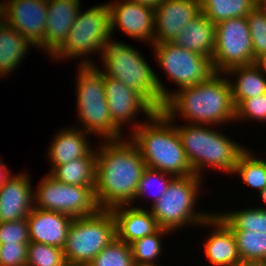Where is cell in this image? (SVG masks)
<instances>
[{"mask_svg": "<svg viewBox=\"0 0 266 266\" xmlns=\"http://www.w3.org/2000/svg\"><path fill=\"white\" fill-rule=\"evenodd\" d=\"M133 266H156V265H146V264H134ZM158 266V265H157ZM161 266V265H159Z\"/></svg>", "mask_w": 266, "mask_h": 266, "instance_id": "44", "label": "cell"}, {"mask_svg": "<svg viewBox=\"0 0 266 266\" xmlns=\"http://www.w3.org/2000/svg\"><path fill=\"white\" fill-rule=\"evenodd\" d=\"M255 64L261 70V72L266 75V53L260 55L256 58Z\"/></svg>", "mask_w": 266, "mask_h": 266, "instance_id": "40", "label": "cell"}, {"mask_svg": "<svg viewBox=\"0 0 266 266\" xmlns=\"http://www.w3.org/2000/svg\"><path fill=\"white\" fill-rule=\"evenodd\" d=\"M2 2V3H1ZM0 2V18L40 48L44 39L47 0H11Z\"/></svg>", "mask_w": 266, "mask_h": 266, "instance_id": "14", "label": "cell"}, {"mask_svg": "<svg viewBox=\"0 0 266 266\" xmlns=\"http://www.w3.org/2000/svg\"><path fill=\"white\" fill-rule=\"evenodd\" d=\"M104 84L110 118L121 131L123 126L131 125L132 132L143 123L136 121L140 113L148 120L157 111L139 92L116 78L104 75Z\"/></svg>", "mask_w": 266, "mask_h": 266, "instance_id": "13", "label": "cell"}, {"mask_svg": "<svg viewBox=\"0 0 266 266\" xmlns=\"http://www.w3.org/2000/svg\"><path fill=\"white\" fill-rule=\"evenodd\" d=\"M95 186L68 185L48 173L34 189V207L59 212L70 217H86L98 213Z\"/></svg>", "mask_w": 266, "mask_h": 266, "instance_id": "10", "label": "cell"}, {"mask_svg": "<svg viewBox=\"0 0 266 266\" xmlns=\"http://www.w3.org/2000/svg\"><path fill=\"white\" fill-rule=\"evenodd\" d=\"M32 46L17 30L0 18V78L19 67Z\"/></svg>", "mask_w": 266, "mask_h": 266, "instance_id": "25", "label": "cell"}, {"mask_svg": "<svg viewBox=\"0 0 266 266\" xmlns=\"http://www.w3.org/2000/svg\"><path fill=\"white\" fill-rule=\"evenodd\" d=\"M171 233L169 230L160 228L156 233L130 243L134 263L157 266L156 261L161 257L162 250H164L162 239Z\"/></svg>", "mask_w": 266, "mask_h": 266, "instance_id": "30", "label": "cell"}, {"mask_svg": "<svg viewBox=\"0 0 266 266\" xmlns=\"http://www.w3.org/2000/svg\"><path fill=\"white\" fill-rule=\"evenodd\" d=\"M55 134L47 150L51 169L74 159L85 157L93 150L91 142L87 138L90 134L76 126L59 129V132L57 131Z\"/></svg>", "mask_w": 266, "mask_h": 266, "instance_id": "22", "label": "cell"}, {"mask_svg": "<svg viewBox=\"0 0 266 266\" xmlns=\"http://www.w3.org/2000/svg\"><path fill=\"white\" fill-rule=\"evenodd\" d=\"M246 119L266 124V93L243 100L235 108V120L243 122Z\"/></svg>", "mask_w": 266, "mask_h": 266, "instance_id": "36", "label": "cell"}, {"mask_svg": "<svg viewBox=\"0 0 266 266\" xmlns=\"http://www.w3.org/2000/svg\"><path fill=\"white\" fill-rule=\"evenodd\" d=\"M112 39L108 3L95 5L84 12L80 8L68 37L52 57L54 61L80 59V66L96 65L90 55L101 57L104 47Z\"/></svg>", "mask_w": 266, "mask_h": 266, "instance_id": "7", "label": "cell"}, {"mask_svg": "<svg viewBox=\"0 0 266 266\" xmlns=\"http://www.w3.org/2000/svg\"><path fill=\"white\" fill-rule=\"evenodd\" d=\"M211 227V234L203 242V251L210 266H239L237 242L231 228L215 213L199 226Z\"/></svg>", "mask_w": 266, "mask_h": 266, "instance_id": "18", "label": "cell"}, {"mask_svg": "<svg viewBox=\"0 0 266 266\" xmlns=\"http://www.w3.org/2000/svg\"><path fill=\"white\" fill-rule=\"evenodd\" d=\"M116 238V222L111 210L74 218L63 248L68 266H88Z\"/></svg>", "mask_w": 266, "mask_h": 266, "instance_id": "9", "label": "cell"}, {"mask_svg": "<svg viewBox=\"0 0 266 266\" xmlns=\"http://www.w3.org/2000/svg\"><path fill=\"white\" fill-rule=\"evenodd\" d=\"M134 264L130 244L116 237L88 266H133Z\"/></svg>", "mask_w": 266, "mask_h": 266, "instance_id": "33", "label": "cell"}, {"mask_svg": "<svg viewBox=\"0 0 266 266\" xmlns=\"http://www.w3.org/2000/svg\"><path fill=\"white\" fill-rule=\"evenodd\" d=\"M242 262L264 260L266 258V233L232 231Z\"/></svg>", "mask_w": 266, "mask_h": 266, "instance_id": "32", "label": "cell"}, {"mask_svg": "<svg viewBox=\"0 0 266 266\" xmlns=\"http://www.w3.org/2000/svg\"><path fill=\"white\" fill-rule=\"evenodd\" d=\"M213 64L217 73L255 63L252 38L246 16L230 18L215 25Z\"/></svg>", "mask_w": 266, "mask_h": 266, "instance_id": "12", "label": "cell"}, {"mask_svg": "<svg viewBox=\"0 0 266 266\" xmlns=\"http://www.w3.org/2000/svg\"><path fill=\"white\" fill-rule=\"evenodd\" d=\"M175 126L195 175L202 178L207 168L233 175L238 157L247 146L224 135L217 126L189 123Z\"/></svg>", "mask_w": 266, "mask_h": 266, "instance_id": "5", "label": "cell"}, {"mask_svg": "<svg viewBox=\"0 0 266 266\" xmlns=\"http://www.w3.org/2000/svg\"><path fill=\"white\" fill-rule=\"evenodd\" d=\"M259 197L262 199L261 201L264 202L263 205L266 206V187L260 192ZM261 207L262 209H266V207Z\"/></svg>", "mask_w": 266, "mask_h": 266, "instance_id": "43", "label": "cell"}, {"mask_svg": "<svg viewBox=\"0 0 266 266\" xmlns=\"http://www.w3.org/2000/svg\"><path fill=\"white\" fill-rule=\"evenodd\" d=\"M239 266H266L264 260L242 262Z\"/></svg>", "mask_w": 266, "mask_h": 266, "instance_id": "42", "label": "cell"}, {"mask_svg": "<svg viewBox=\"0 0 266 266\" xmlns=\"http://www.w3.org/2000/svg\"><path fill=\"white\" fill-rule=\"evenodd\" d=\"M202 180L195 174L171 180L164 195L149 207L160 228L173 233L182 227L198 226L213 214L196 210Z\"/></svg>", "mask_w": 266, "mask_h": 266, "instance_id": "8", "label": "cell"}, {"mask_svg": "<svg viewBox=\"0 0 266 266\" xmlns=\"http://www.w3.org/2000/svg\"><path fill=\"white\" fill-rule=\"evenodd\" d=\"M26 219L30 242L64 248L72 217L34 207Z\"/></svg>", "mask_w": 266, "mask_h": 266, "instance_id": "20", "label": "cell"}, {"mask_svg": "<svg viewBox=\"0 0 266 266\" xmlns=\"http://www.w3.org/2000/svg\"><path fill=\"white\" fill-rule=\"evenodd\" d=\"M77 66L76 109L77 118L82 124L80 129L90 135H97L103 141L123 139L124 134L110 118L104 74L99 66Z\"/></svg>", "mask_w": 266, "mask_h": 266, "instance_id": "6", "label": "cell"}, {"mask_svg": "<svg viewBox=\"0 0 266 266\" xmlns=\"http://www.w3.org/2000/svg\"><path fill=\"white\" fill-rule=\"evenodd\" d=\"M224 75L230 79L229 83L235 108L243 100L266 93V75L261 72L255 63L233 67L226 71ZM232 76L235 81L231 78Z\"/></svg>", "mask_w": 266, "mask_h": 266, "instance_id": "24", "label": "cell"}, {"mask_svg": "<svg viewBox=\"0 0 266 266\" xmlns=\"http://www.w3.org/2000/svg\"><path fill=\"white\" fill-rule=\"evenodd\" d=\"M110 9L111 35L116 28L123 34L138 41L154 43V9L128 0L107 2ZM115 29V30H114Z\"/></svg>", "mask_w": 266, "mask_h": 266, "instance_id": "15", "label": "cell"}, {"mask_svg": "<svg viewBox=\"0 0 266 266\" xmlns=\"http://www.w3.org/2000/svg\"><path fill=\"white\" fill-rule=\"evenodd\" d=\"M173 178L174 176L169 173L146 167L143 171L141 180L138 183V188L132 206H134V202L136 203V201L141 199V197L148 198V195L152 196L150 202H152L151 205H153L164 195Z\"/></svg>", "mask_w": 266, "mask_h": 266, "instance_id": "31", "label": "cell"}, {"mask_svg": "<svg viewBox=\"0 0 266 266\" xmlns=\"http://www.w3.org/2000/svg\"><path fill=\"white\" fill-rule=\"evenodd\" d=\"M27 266H68L62 248L30 242L27 247Z\"/></svg>", "mask_w": 266, "mask_h": 266, "instance_id": "35", "label": "cell"}, {"mask_svg": "<svg viewBox=\"0 0 266 266\" xmlns=\"http://www.w3.org/2000/svg\"><path fill=\"white\" fill-rule=\"evenodd\" d=\"M96 161V150L93 148L87 156L55 166L48 174L68 185L95 186Z\"/></svg>", "mask_w": 266, "mask_h": 266, "instance_id": "26", "label": "cell"}, {"mask_svg": "<svg viewBox=\"0 0 266 266\" xmlns=\"http://www.w3.org/2000/svg\"><path fill=\"white\" fill-rule=\"evenodd\" d=\"M162 111L174 122L177 115L189 124L218 127L234 122L235 106L229 79L224 73H217L211 79L193 86L177 91L172 89Z\"/></svg>", "mask_w": 266, "mask_h": 266, "instance_id": "2", "label": "cell"}, {"mask_svg": "<svg viewBox=\"0 0 266 266\" xmlns=\"http://www.w3.org/2000/svg\"><path fill=\"white\" fill-rule=\"evenodd\" d=\"M7 243H30L26 218L0 222V244Z\"/></svg>", "mask_w": 266, "mask_h": 266, "instance_id": "37", "label": "cell"}, {"mask_svg": "<svg viewBox=\"0 0 266 266\" xmlns=\"http://www.w3.org/2000/svg\"><path fill=\"white\" fill-rule=\"evenodd\" d=\"M81 0H47V19L41 51L51 57L65 42L81 8Z\"/></svg>", "mask_w": 266, "mask_h": 266, "instance_id": "19", "label": "cell"}, {"mask_svg": "<svg viewBox=\"0 0 266 266\" xmlns=\"http://www.w3.org/2000/svg\"><path fill=\"white\" fill-rule=\"evenodd\" d=\"M99 61L105 76L116 78L139 92L157 111H161L171 97V91L137 48L112 39L104 47Z\"/></svg>", "mask_w": 266, "mask_h": 266, "instance_id": "4", "label": "cell"}, {"mask_svg": "<svg viewBox=\"0 0 266 266\" xmlns=\"http://www.w3.org/2000/svg\"><path fill=\"white\" fill-rule=\"evenodd\" d=\"M252 38L253 56L266 53V0H262L246 16Z\"/></svg>", "mask_w": 266, "mask_h": 266, "instance_id": "34", "label": "cell"}, {"mask_svg": "<svg viewBox=\"0 0 266 266\" xmlns=\"http://www.w3.org/2000/svg\"><path fill=\"white\" fill-rule=\"evenodd\" d=\"M128 1L143 4L153 9H155L162 2V0H128Z\"/></svg>", "mask_w": 266, "mask_h": 266, "instance_id": "41", "label": "cell"}, {"mask_svg": "<svg viewBox=\"0 0 266 266\" xmlns=\"http://www.w3.org/2000/svg\"><path fill=\"white\" fill-rule=\"evenodd\" d=\"M215 40V24L201 13L181 29L173 43L212 58Z\"/></svg>", "mask_w": 266, "mask_h": 266, "instance_id": "23", "label": "cell"}, {"mask_svg": "<svg viewBox=\"0 0 266 266\" xmlns=\"http://www.w3.org/2000/svg\"><path fill=\"white\" fill-rule=\"evenodd\" d=\"M232 231L266 233V209L253 207L234 211L216 212Z\"/></svg>", "mask_w": 266, "mask_h": 266, "instance_id": "29", "label": "cell"}, {"mask_svg": "<svg viewBox=\"0 0 266 266\" xmlns=\"http://www.w3.org/2000/svg\"><path fill=\"white\" fill-rule=\"evenodd\" d=\"M34 208V189L28 174L10 175L0 187V222L27 218Z\"/></svg>", "mask_w": 266, "mask_h": 266, "instance_id": "17", "label": "cell"}, {"mask_svg": "<svg viewBox=\"0 0 266 266\" xmlns=\"http://www.w3.org/2000/svg\"><path fill=\"white\" fill-rule=\"evenodd\" d=\"M262 0H200L201 12L215 25L230 18L245 17Z\"/></svg>", "mask_w": 266, "mask_h": 266, "instance_id": "27", "label": "cell"}, {"mask_svg": "<svg viewBox=\"0 0 266 266\" xmlns=\"http://www.w3.org/2000/svg\"><path fill=\"white\" fill-rule=\"evenodd\" d=\"M28 244H0V266H27Z\"/></svg>", "mask_w": 266, "mask_h": 266, "instance_id": "38", "label": "cell"}, {"mask_svg": "<svg viewBox=\"0 0 266 266\" xmlns=\"http://www.w3.org/2000/svg\"><path fill=\"white\" fill-rule=\"evenodd\" d=\"M102 143V144H101ZM96 148L95 195L101 210L133 205L146 164L129 137L101 141Z\"/></svg>", "mask_w": 266, "mask_h": 266, "instance_id": "1", "label": "cell"}, {"mask_svg": "<svg viewBox=\"0 0 266 266\" xmlns=\"http://www.w3.org/2000/svg\"><path fill=\"white\" fill-rule=\"evenodd\" d=\"M128 137L140 151L146 167L174 177L194 174L175 123L162 110L156 111Z\"/></svg>", "mask_w": 266, "mask_h": 266, "instance_id": "3", "label": "cell"}, {"mask_svg": "<svg viewBox=\"0 0 266 266\" xmlns=\"http://www.w3.org/2000/svg\"><path fill=\"white\" fill-rule=\"evenodd\" d=\"M246 148L238 157L234 175H239L244 184L260 192L266 187V160ZM255 154V155H254Z\"/></svg>", "mask_w": 266, "mask_h": 266, "instance_id": "28", "label": "cell"}, {"mask_svg": "<svg viewBox=\"0 0 266 266\" xmlns=\"http://www.w3.org/2000/svg\"><path fill=\"white\" fill-rule=\"evenodd\" d=\"M201 13L200 0H162L154 9L153 44L173 42L181 29Z\"/></svg>", "mask_w": 266, "mask_h": 266, "instance_id": "16", "label": "cell"}, {"mask_svg": "<svg viewBox=\"0 0 266 266\" xmlns=\"http://www.w3.org/2000/svg\"><path fill=\"white\" fill-rule=\"evenodd\" d=\"M116 222V237L130 244L156 233L160 226L145 206L122 205L111 209Z\"/></svg>", "mask_w": 266, "mask_h": 266, "instance_id": "21", "label": "cell"}, {"mask_svg": "<svg viewBox=\"0 0 266 266\" xmlns=\"http://www.w3.org/2000/svg\"><path fill=\"white\" fill-rule=\"evenodd\" d=\"M11 170L8 169L7 165L3 163V160H0V187L2 183L11 175Z\"/></svg>", "mask_w": 266, "mask_h": 266, "instance_id": "39", "label": "cell"}, {"mask_svg": "<svg viewBox=\"0 0 266 266\" xmlns=\"http://www.w3.org/2000/svg\"><path fill=\"white\" fill-rule=\"evenodd\" d=\"M156 62L178 86L176 91L211 79L215 70L211 57L184 49L173 42L152 44Z\"/></svg>", "mask_w": 266, "mask_h": 266, "instance_id": "11", "label": "cell"}]
</instances>
